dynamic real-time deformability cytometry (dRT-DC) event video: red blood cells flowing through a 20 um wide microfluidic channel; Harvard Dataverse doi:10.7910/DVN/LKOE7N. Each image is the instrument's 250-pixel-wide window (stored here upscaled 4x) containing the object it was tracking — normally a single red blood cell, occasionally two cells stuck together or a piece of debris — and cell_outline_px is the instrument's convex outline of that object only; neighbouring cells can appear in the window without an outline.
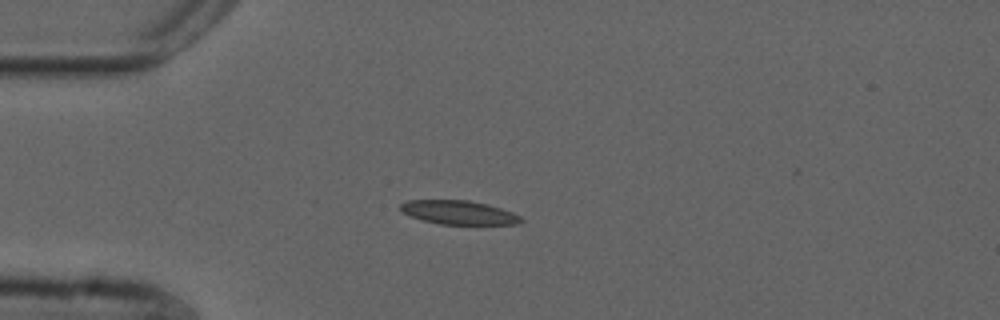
{"species": "common noctule bat (a hibernating species)", "species_latin": "Nyctalus noctula", "temperature_condition": "cold", "stored_images_in_passage": 53, "camera_frame_rate_fps": 3000, "um_per_image_px": 0.085, "animal": {"sex": "male", "forearm_length_mm": 52.5}, "frame": {"image": 1, "passage_image": 13, "time_ms": 4.0, "image_size_px": [1000, 320], "cell_outline_px": [[524, 220], [520, 224], [440, 224], [424, 220], [400, 212], [400, 204], [408, 200], [468, 200], [488, 204], [512, 212], [520, 216]], "centroid_in_image_um": [39.0, 18.05], "position_along_channel_um": 46.0, "area_um2": 16.7}}
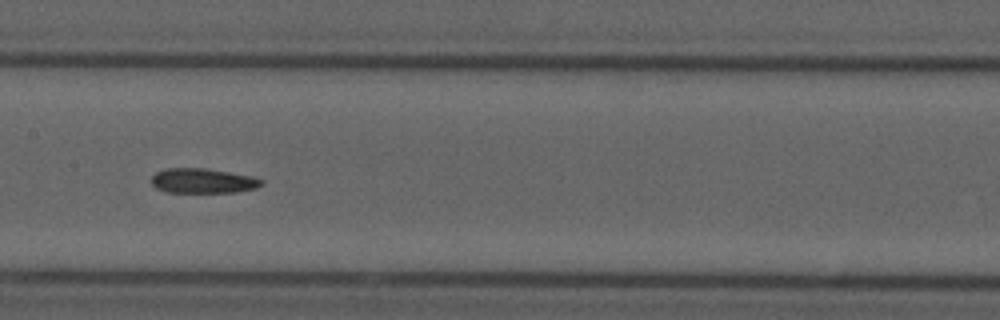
{"frame": {"image": 2, "passage_image": 26, "time_ms": 8.333, "image_size_px": [1000, 320], "cell_outline_px": [[264, 184], [256, 188], [236, 192], [164, 192], [156, 188], [152, 184], [152, 176], [156, 172], [164, 168], [204, 168], [252, 176], [264, 180]], "centroid_in_image_um": [17.24, 15.37], "position_along_channel_um": 190.2, "area_um2": 15.95}}
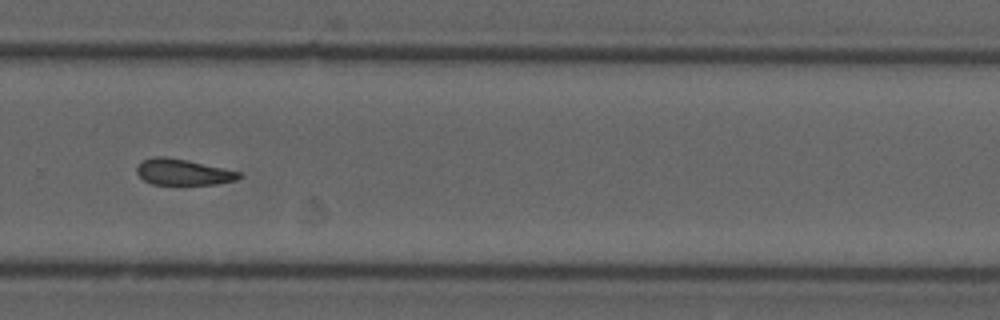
{"frame": {"image": 3, "passage_image": 36, "time_ms": 11.667, "image_size_px": [1000, 320], "cell_outline_px": [[240, 176], [236, 180], [216, 184], [152, 184], [144, 180], [136, 172], [136, 168], [144, 160], [152, 156], [164, 156], [188, 160], [224, 168], [240, 172]], "centroid_in_image_um": [15.54, 14.62], "position_along_channel_um": 314.3, "area_um2": 15.37}, "authors_computed_cell_mechanics": {"area_um2": 16.473, "velocity_mm_per_s": 3.7368, "shape_relaxation_time_tau1_ms": null, "shape_relaxation_time_tau2_ms": 5.9535, "deformation_change_tau1": null, "deformation_change_tau2": 0.1207}}